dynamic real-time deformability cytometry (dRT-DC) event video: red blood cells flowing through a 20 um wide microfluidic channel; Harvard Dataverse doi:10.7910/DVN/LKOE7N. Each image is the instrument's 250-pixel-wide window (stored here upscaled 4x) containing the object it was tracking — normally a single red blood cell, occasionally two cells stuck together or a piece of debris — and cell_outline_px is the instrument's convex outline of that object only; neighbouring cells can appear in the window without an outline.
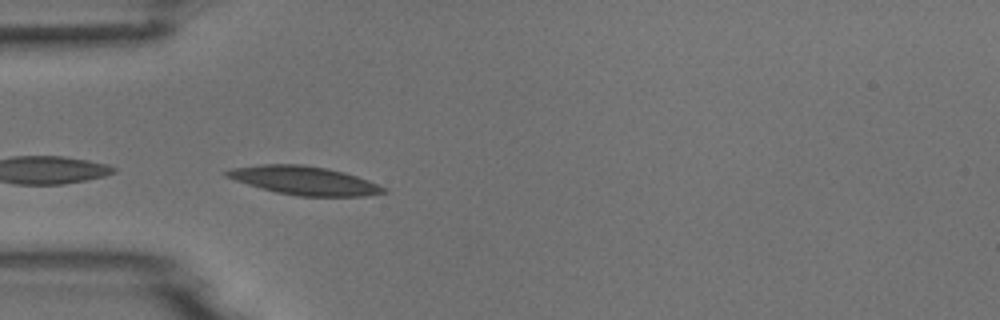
{"species": "common noctule bat (a hibernating species)", "species_latin": "Nyctalus noctula", "temperature_condition": "room temperature", "stored_images_in_passage": 4, "camera_frame_rate_fps": 3000, "um_per_image_px": 0.085, "animal": {"sex": "male", "body_mass_g": 18.8}, "frame": {"image": 1, "passage_image": 1, "time_ms": 0.0, "image_size_px": [1000, 320], "cell_outline_px": [[388, 192], [364, 196], [300, 196], [276, 192], [248, 184], [224, 176], [224, 172], [232, 168], [260, 164], [300, 164], [328, 168], [344, 172], [368, 180], [388, 188]], "centroid_in_image_um": [25.89, 15.34], "position_along_channel_um": 59.1, "area_um2": 26.01}}